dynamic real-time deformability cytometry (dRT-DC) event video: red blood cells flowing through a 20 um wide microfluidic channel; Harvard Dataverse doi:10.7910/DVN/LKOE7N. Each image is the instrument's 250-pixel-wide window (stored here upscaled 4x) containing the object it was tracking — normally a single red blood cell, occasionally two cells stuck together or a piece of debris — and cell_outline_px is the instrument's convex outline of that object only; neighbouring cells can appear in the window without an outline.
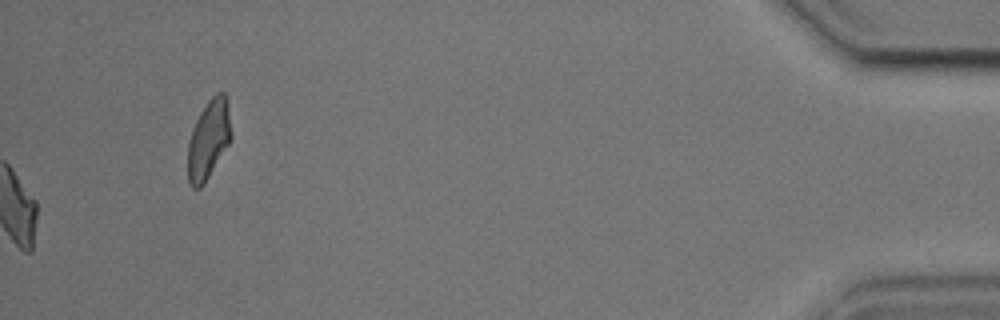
{"species": "common noctule bat (a hibernating species)", "species_latin": "Nyctalus noctula", "temperature_condition": "cold", "stored_images_in_passage": 41, "camera_frame_rate_fps": 3000, "um_per_image_px": 0.085, "animal": {"sex": "male", "body_mass_g": 17.9, "forearm_length_mm": 54.2}, "frame": {"image": 1, "passage_image": 41, "time_ms": 13.333, "image_size_px": [1000, 320], "cell_outline_px": [[232, 140], [204, 184], [200, 188], [192, 188], [188, 180], [188, 140], [192, 128], [200, 112], [208, 100], [216, 92], [224, 92], [228, 108], [232, 132]], "centroid_in_image_um": [17.73, 11.86], "position_along_channel_um": 417.5, "area_um2": 20.17}, "authors_computed_cell_mechanics": {"area_um2": 20.7502, "velocity_mm_per_s": 3.6468, "shape_relaxation_time_tau1_ms": 8.8587, "shape_relaxation_time_tau2_ms": 2.8051, "deformation_change_tau1": 0.1765, "deformation_change_tau2": 0.0819}}